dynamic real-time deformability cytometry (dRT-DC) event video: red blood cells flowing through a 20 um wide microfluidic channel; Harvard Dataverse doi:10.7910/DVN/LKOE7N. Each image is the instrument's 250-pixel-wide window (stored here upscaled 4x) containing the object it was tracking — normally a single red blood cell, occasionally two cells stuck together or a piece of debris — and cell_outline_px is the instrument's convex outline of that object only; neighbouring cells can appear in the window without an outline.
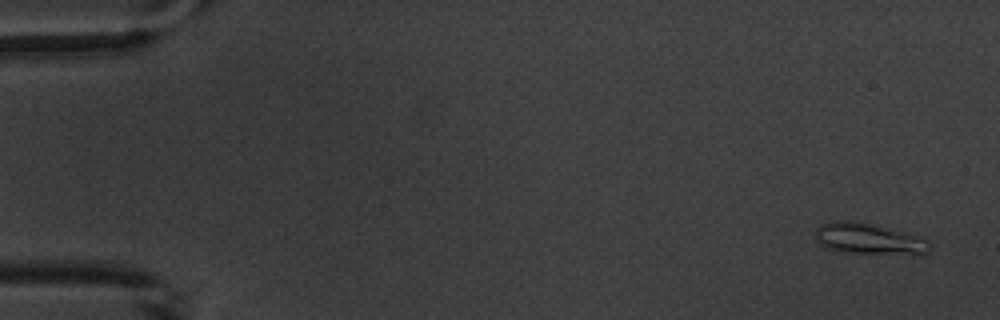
{"species": "common noctule bat (a hibernating species)", "species_latin": "Nyctalus noctula", "temperature_condition": "warm", "stored_images_in_passage": 6, "camera_frame_rate_fps": 3000, "um_per_image_px": 0.085, "animal": {"sex": "male", "body_mass_g": 20.1, "forearm_length_mm": 53.5}, "frame": {"image": 1, "passage_image": 1, "time_ms": 0.0, "image_size_px": [1000, 320], "cell_outline_px": [[932, 248], [924, 256], [844, 252], [824, 248], [812, 236], [816, 228], [820, 224], [836, 220], [852, 220], [904, 232], [928, 240], [932, 244]], "centroid_in_image_um": [73.86, 20.33], "position_along_channel_um": 11.1, "area_um2": 21.33}}
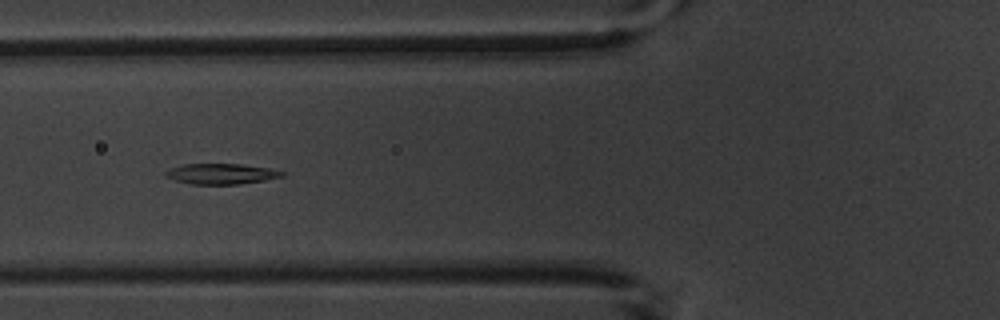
{"frame": {"image": 2, "passage_image": 6, "time_ms": 6.333, "image_size_px": [1000, 320], "cell_outline_px": [[284, 176], [264, 180], [240, 184], [192, 184], [172, 180], [164, 176], [164, 172], [172, 168], [184, 164], [240, 164], [268, 168], [284, 172]], "centroid_in_image_um": [18.76, 14.78], "position_along_channel_um": 107.0, "area_um2": 13.87}}